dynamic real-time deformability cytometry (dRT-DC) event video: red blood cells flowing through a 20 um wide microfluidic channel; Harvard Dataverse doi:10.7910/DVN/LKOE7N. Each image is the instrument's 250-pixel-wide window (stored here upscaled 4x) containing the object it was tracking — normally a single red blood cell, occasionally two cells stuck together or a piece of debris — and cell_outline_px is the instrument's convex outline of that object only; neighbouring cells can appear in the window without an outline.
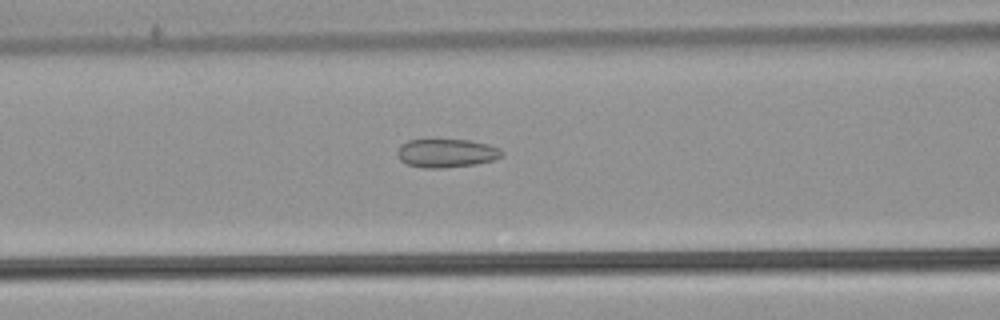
{"species": "common noctule bat (a hibernating species)", "species_latin": "Nyctalus noctula", "temperature_condition": "warm", "stored_images_in_passage": 39, "camera_frame_rate_fps": 3000, "um_per_image_px": 0.085, "animal": {"sex": "male", "body_mass_g": 21.5, "forearm_length_mm": 52.0}, "frame": {"image": 1, "passage_image": 18, "time_ms": 5.667, "image_size_px": [1000, 320], "cell_outline_px": [[504, 152], [500, 156], [492, 160], [476, 164], [444, 168], [424, 168], [408, 164], [400, 160], [396, 152], [400, 144], [408, 140], [468, 140], [488, 144], [500, 148]], "centroid_in_image_um": [37.93, 13.02], "position_along_channel_um": 128.7, "area_um2": 17.34}}
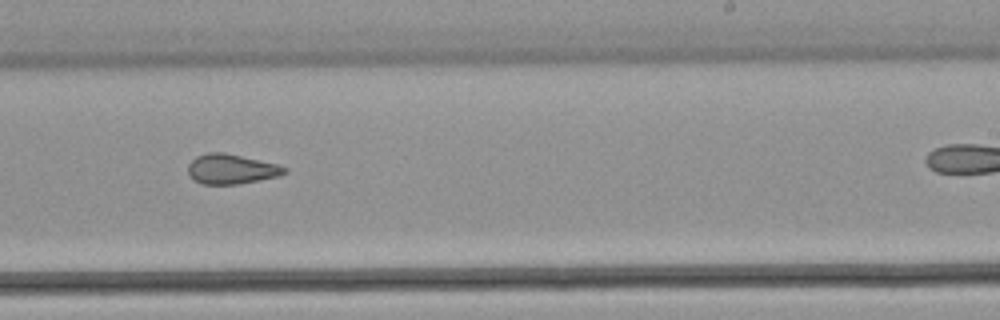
{"frame": {"image": 2, "passage_image": 29, "time_ms": 9.333, "image_size_px": [1000, 320], "cell_outline_px": [[288, 172], [280, 176], [260, 180], [236, 184], [204, 184], [196, 180], [188, 172], [188, 164], [196, 156], [208, 152], [224, 152], [276, 164], [288, 168]], "centroid_in_image_um": [19.69, 14.36], "position_along_channel_um": 269.3, "area_um2": 16.65}}
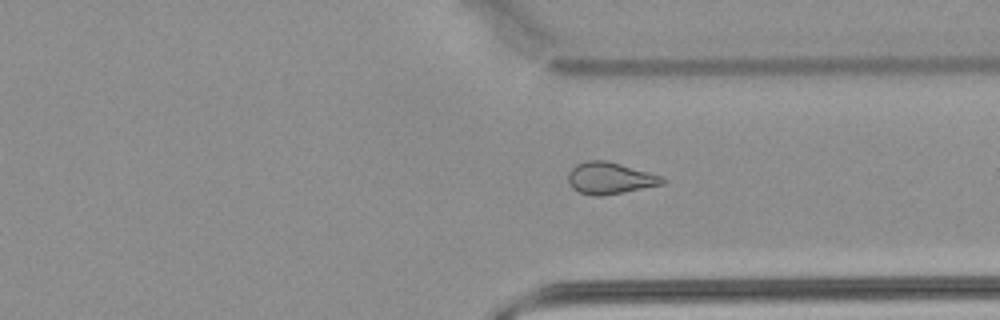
{"frame": {"image": 3, "passage_image": 36, "time_ms": 11.667, "image_size_px": [1000, 320], "cell_outline_px": [[664, 184], [600, 196], [592, 196], [580, 192], [572, 188], [568, 180], [568, 172], [576, 164], [588, 160], [608, 160], [664, 176]], "centroid_in_image_um": [51.84, 15.13], "position_along_channel_um": 359.6, "area_um2": 17.46}}